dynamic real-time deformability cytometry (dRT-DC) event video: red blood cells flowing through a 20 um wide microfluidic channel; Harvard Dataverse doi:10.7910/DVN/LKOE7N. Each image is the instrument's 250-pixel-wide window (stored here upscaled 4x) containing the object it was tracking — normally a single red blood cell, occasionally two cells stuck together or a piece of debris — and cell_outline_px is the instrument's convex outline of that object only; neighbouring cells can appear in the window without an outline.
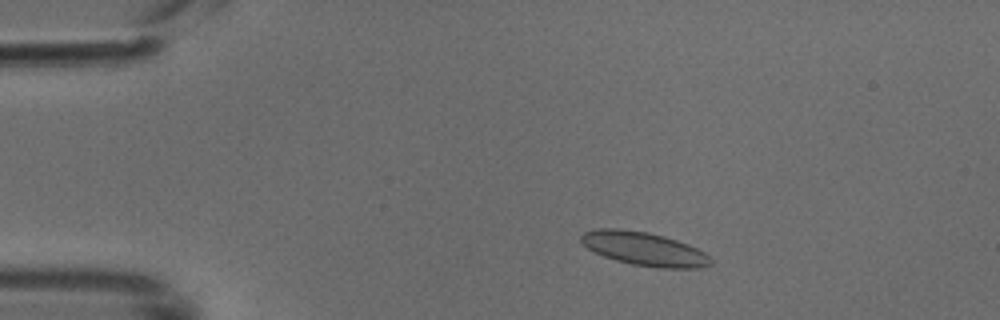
{"species": "common noctule bat (a hibernating species)", "species_latin": "Nyctalus noctula", "temperature_condition": "cold", "stored_images_in_passage": 47, "camera_frame_rate_fps": 3000, "um_per_image_px": 0.085, "animal": {"sex": "male", "body_mass_g": 18.8}, "frame": {"image": 1, "passage_image": 8, "time_ms": 2.333, "image_size_px": [1000, 320], "cell_outline_px": [[712, 264], [700, 268], [656, 268], [632, 264], [616, 260], [604, 256], [588, 248], [580, 240], [580, 236], [584, 232], [596, 228], [620, 228], [648, 232], [664, 236], [688, 244], [704, 252], [712, 260]], "centroid_in_image_um": [54.75, 21.14], "position_along_channel_um": 30.2, "area_um2": 25.37}}
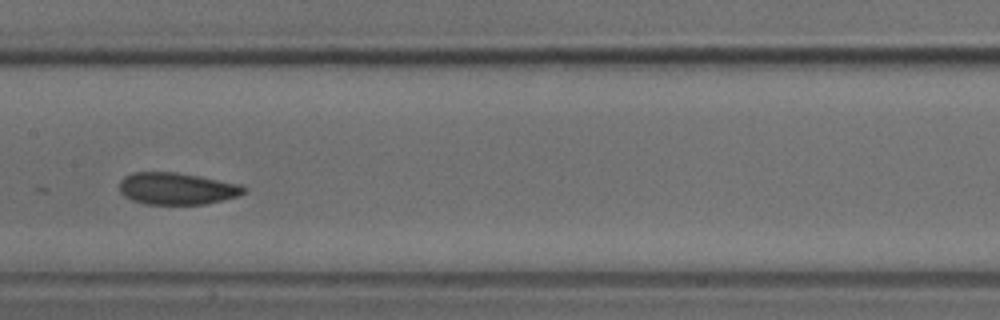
{"frame": {"image": 2, "passage_image": 24, "time_ms": 7.667, "image_size_px": [1000, 320], "cell_outline_px": [[248, 188], [240, 196], [204, 204], [144, 204], [132, 200], [124, 196], [120, 192], [120, 180], [124, 176], [132, 172], [176, 172], [200, 176], [240, 184]], "centroid_in_image_um": [15.03, 16.03], "position_along_channel_um": 192.4, "area_um2": 23.29}}
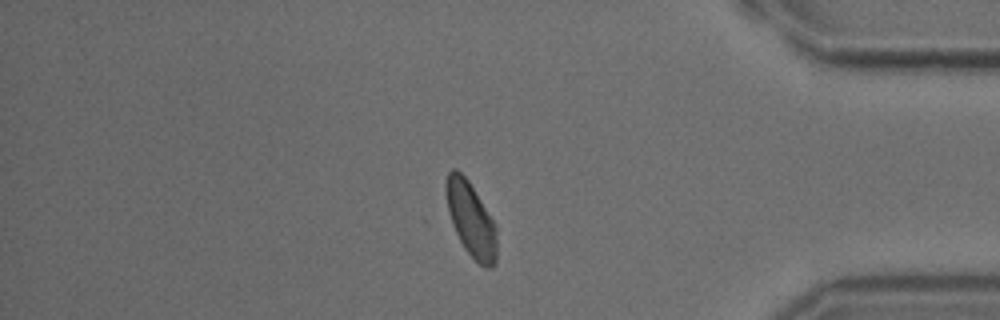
{"frame": {"image": 3, "passage_image": 41, "time_ms": 13.333, "image_size_px": [1000, 320], "cell_outline_px": [[496, 264], [488, 268], [480, 264], [464, 248], [452, 224], [448, 212], [444, 192], [444, 184], [448, 172], [452, 168], [456, 168], [468, 180], [496, 224]], "centroid_in_image_um": [40.0, 18.6], "position_along_channel_um": 395.2, "area_um2": 22.08}}